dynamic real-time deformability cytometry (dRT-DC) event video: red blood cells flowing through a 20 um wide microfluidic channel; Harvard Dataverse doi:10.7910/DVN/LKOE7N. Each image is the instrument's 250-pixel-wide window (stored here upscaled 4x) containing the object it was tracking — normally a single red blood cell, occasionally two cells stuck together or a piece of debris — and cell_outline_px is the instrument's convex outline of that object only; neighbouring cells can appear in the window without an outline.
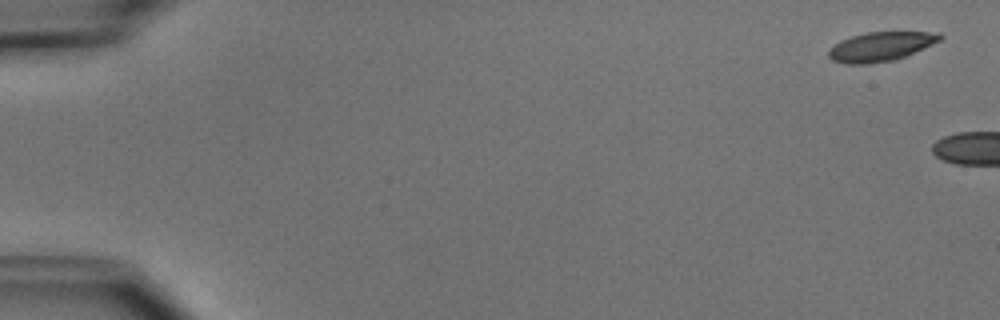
{"species": "common noctule bat (a hibernating species)", "species_latin": "Nyctalus noctula", "temperature_condition": "cold", "stored_images_in_passage": 3, "camera_frame_rate_fps": 3000, "um_per_image_px": 0.085, "animal": {"sex": "male", "body_mass_g": 15.6}, "frame": {"image": 1, "passage_image": 1, "time_ms": 0.0, "image_size_px": [1000, 320], "cell_outline_px": [[944, 36], [940, 40], [932, 44], [896, 60], [868, 64], [844, 64], [832, 60], [828, 56], [828, 52], [840, 40], [864, 32], [940, 32]], "centroid_in_image_um": [74.86, 3.96], "position_along_channel_um": 10.1, "area_um2": 18.96}}